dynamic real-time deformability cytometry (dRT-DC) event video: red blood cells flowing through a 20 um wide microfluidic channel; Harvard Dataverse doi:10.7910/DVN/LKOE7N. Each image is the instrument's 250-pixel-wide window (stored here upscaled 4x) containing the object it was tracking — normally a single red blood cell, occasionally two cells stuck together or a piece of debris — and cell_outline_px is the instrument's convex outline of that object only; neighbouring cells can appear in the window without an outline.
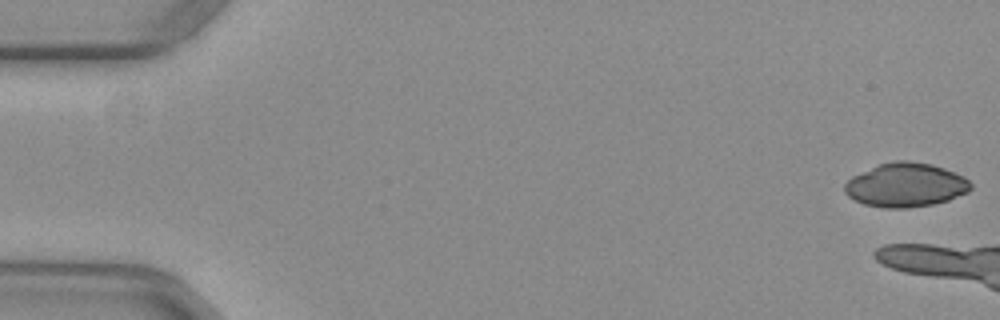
{"species": "common noctule bat (a hibernating species)", "species_latin": "Nyctalus noctula", "temperature_condition": "warm", "stored_images_in_passage": 7, "camera_frame_rate_fps": 3000, "um_per_image_px": 0.085, "animal": {"sex": "female", "body_mass_g": 29.2, "forearm_length_mm": 56.3}, "frame": {"image": 1, "passage_image": 1, "time_ms": 0.0, "image_size_px": [1000, 320], "cell_outline_px": [[972, 188], [968, 192], [948, 200], [932, 204], [908, 208], [884, 208], [864, 204], [848, 196], [844, 192], [844, 184], [852, 176], [880, 164], [896, 160], [908, 160], [932, 164], [944, 168], [964, 176], [972, 184]], "centroid_in_image_um": [76.99, 15.72], "position_along_channel_um": 8.0, "area_um2": 32.31}}